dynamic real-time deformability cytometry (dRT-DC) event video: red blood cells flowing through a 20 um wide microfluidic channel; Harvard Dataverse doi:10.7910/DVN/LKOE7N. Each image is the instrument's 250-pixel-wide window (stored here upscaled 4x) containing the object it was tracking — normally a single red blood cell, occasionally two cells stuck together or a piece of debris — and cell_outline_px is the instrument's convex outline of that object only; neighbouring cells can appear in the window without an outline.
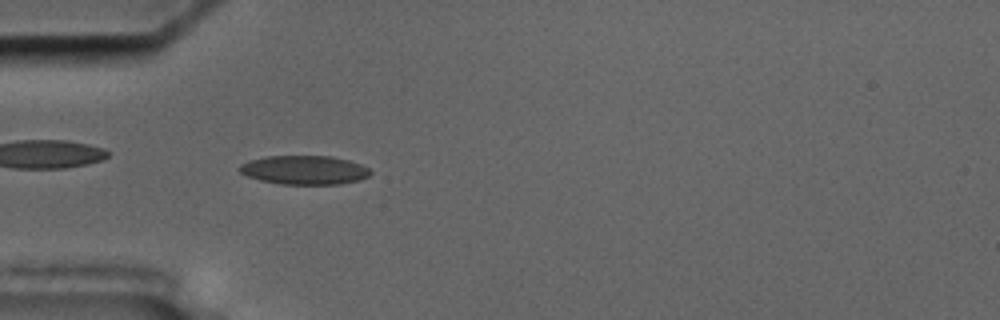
{"species": "common noctule bat (a hibernating species)", "species_latin": "Nyctalus noctula", "temperature_condition": "cold", "stored_images_in_passage": 44, "camera_frame_rate_fps": 3000, "um_per_image_px": 0.085, "animal": {"sex": "male", "body_mass_g": 17.5, "forearm_length_mm": 52.3}, "frame": {"image": 1, "passage_image": 5, "time_ms": 1.333, "image_size_px": [1000, 320], "cell_outline_px": [[372, 172], [368, 176], [360, 180], [340, 184], [280, 184], [260, 180], [248, 176], [240, 172], [236, 168], [240, 164], [248, 160], [268, 156], [332, 156], [348, 160], [360, 164], [368, 168]], "centroid_in_image_um": [25.85, 14.45], "position_along_channel_um": 59.2, "area_um2": 22.14}}
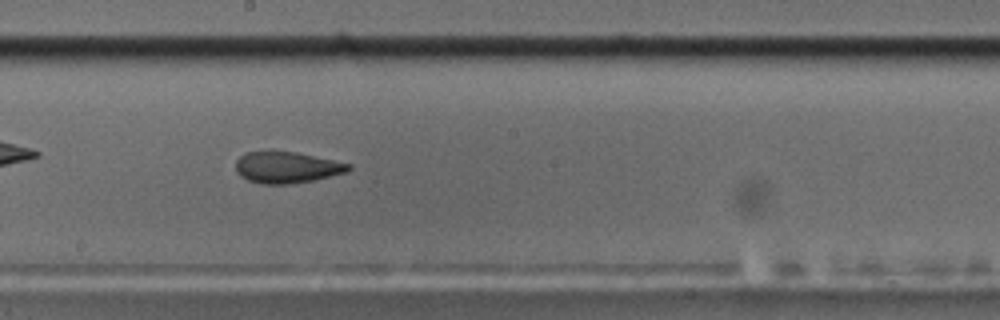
{"frame": {"image": 2, "passage_image": 19, "time_ms": 6.0, "image_size_px": [1000, 320], "cell_outline_px": [[352, 168], [348, 172], [312, 180], [288, 184], [260, 184], [248, 180], [240, 176], [236, 172], [236, 160], [244, 152], [296, 152], [352, 164]], "centroid_in_image_um": [24.37, 14.23], "position_along_channel_um": 223.8, "area_um2": 20.52}}
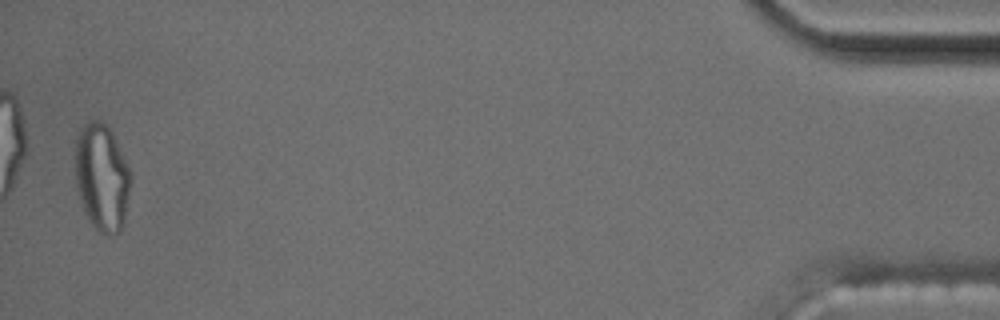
{"frame": {"image": 3, "passage_image": 43, "time_ms": 14.0, "image_size_px": [1000, 320], "cell_outline_px": [[132, 184], [124, 224], [120, 232], [108, 236], [100, 232], [88, 220], [84, 212], [80, 200], [76, 184], [76, 136], [80, 128], [88, 120], [100, 120], [112, 132], [132, 172]], "centroid_in_image_um": [8.69, 15.09], "position_along_channel_um": 426.5, "area_um2": 35.26}, "authors_computed_cell_mechanics": {"area_um2": 21.7617, "velocity_mm_per_s": 3.6136, "shape_relaxation_time_tau1_ms": null, "shape_relaxation_time_tau2_ms": 2.5538, "deformation_change_tau1": null, "deformation_change_tau2": 0.0762}}